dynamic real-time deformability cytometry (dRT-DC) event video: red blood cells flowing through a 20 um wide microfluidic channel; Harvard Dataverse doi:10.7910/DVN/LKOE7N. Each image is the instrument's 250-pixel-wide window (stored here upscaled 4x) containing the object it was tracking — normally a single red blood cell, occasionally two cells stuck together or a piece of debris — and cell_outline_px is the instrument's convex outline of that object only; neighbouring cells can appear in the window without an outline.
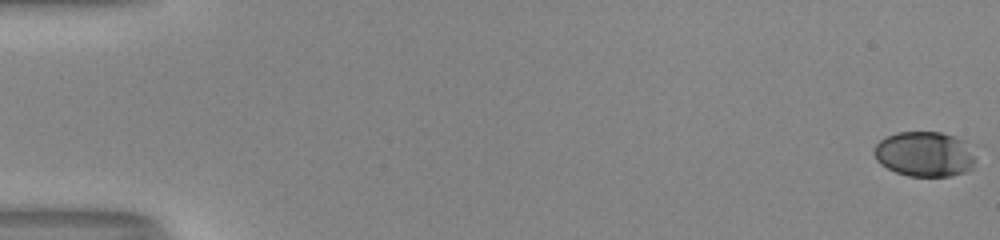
{"species": "human", "species_latin": "Homo sapiens", "temperature_condition": "room temperature", "stored_images_in_passage": 54, "camera_frame_rate_fps": 3000, "um_per_image_px": 0.085, "donor": {"sex": "male"}, "frame": {"image": 1, "passage_image": 1, "time_ms": 0.0, "image_size_px": [1000, 240], "cell_outline_px": [[976, 160], [972, 168], [964, 172], [948, 176], [908, 176], [896, 172], [880, 164], [876, 160], [876, 144], [880, 140], [896, 132], [940, 132], [956, 136], [964, 140]], "centroid_in_image_um": [78.6, 13.09], "position_along_channel_um": 6.4, "area_um2": 26.47}}
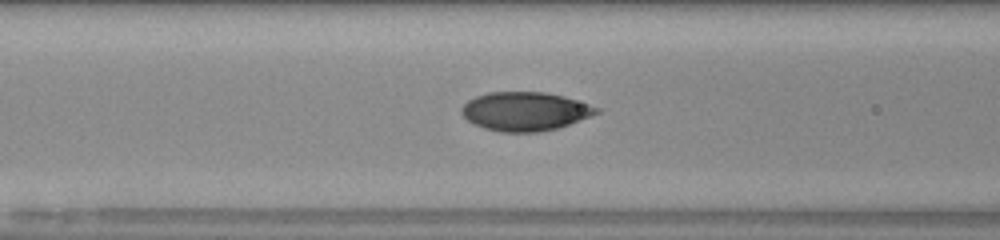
{"frame": {"image": 2, "passage_image": 24, "time_ms": 7.667, "image_size_px": [1000, 240], "cell_outline_px": [[600, 112], [592, 116], [560, 128], [540, 132], [500, 132], [484, 128], [468, 120], [460, 112], [460, 108], [468, 100], [476, 96], [488, 92], [548, 92], [564, 96], [600, 108]], "centroid_in_image_um": [44.65, 9.47], "position_along_channel_um": 121.9, "area_um2": 30.69}}
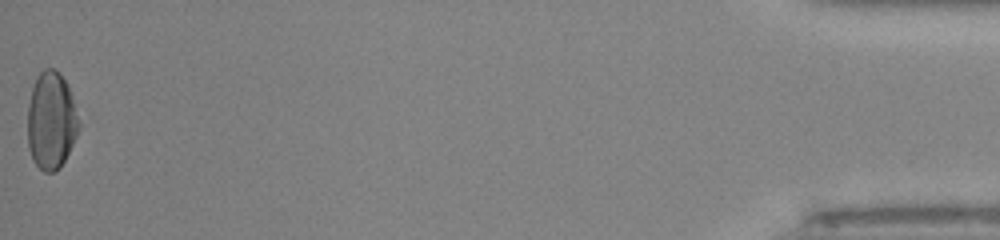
{"frame": {"image": 3, "passage_image": 54, "time_ms": 17.667, "image_size_px": [1000, 240], "cell_outline_px": [[80, 128], [60, 168], [52, 172], [44, 172], [32, 160], [28, 148], [28, 104], [32, 88], [36, 76], [44, 68], [52, 68], [60, 72], [68, 84], [80, 124]], "centroid_in_image_um": [4.34, 10.23], "position_along_channel_um": 430.9, "area_um2": 29.19}, "authors_computed_cell_mechanics": {"area_um2": 29.0156, "velocity_mm_per_s": 4.0619, "shape_relaxation_time_tau1_ms": 6.2244, "shape_relaxation_time_tau2_ms": 0.7025, "deformation_change_tau1": 0.2024, "deformation_change_tau2": 0.0432}}